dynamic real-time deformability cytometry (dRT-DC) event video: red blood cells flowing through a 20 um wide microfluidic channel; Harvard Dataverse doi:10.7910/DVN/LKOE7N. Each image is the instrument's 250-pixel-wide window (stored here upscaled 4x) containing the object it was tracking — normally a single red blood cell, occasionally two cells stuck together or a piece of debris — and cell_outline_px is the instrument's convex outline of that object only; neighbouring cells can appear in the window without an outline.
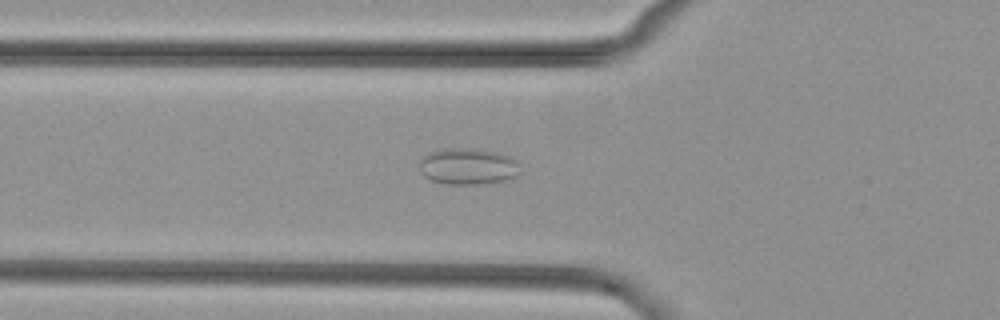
{"species": "common noctule bat (a hibernating species)", "species_latin": "Nyctalus noctula", "temperature_condition": "cold", "stored_images_in_passage": 41, "camera_frame_rate_fps": 3000, "um_per_image_px": 0.085, "animal": {"sex": "female", "body_mass_g": 29.2, "forearm_length_mm": 56.3}, "frame": {"image": 1, "passage_image": 13, "time_ms": 4.0, "image_size_px": [1000, 320], "cell_outline_px": [[520, 172], [516, 176], [504, 180], [480, 184], [444, 184], [432, 180], [424, 176], [420, 172], [420, 160], [428, 152], [448, 148], [472, 148], [500, 152], [516, 160], [520, 164]], "centroid_in_image_um": [39.78, 14.13], "position_along_channel_um": 86.0, "area_um2": 21.56}}
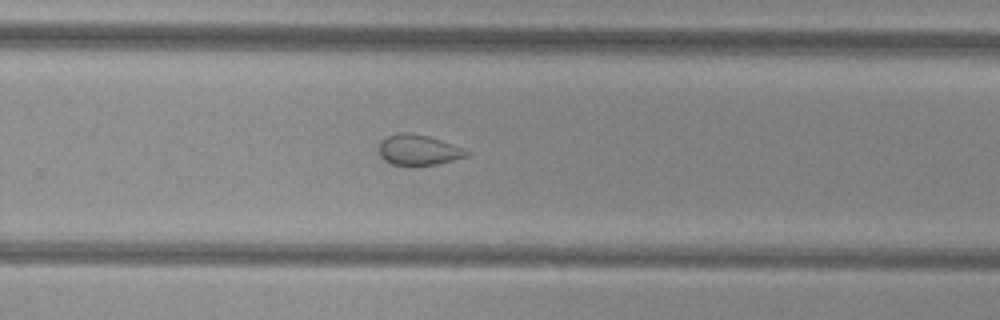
{"frame": {"image": 2, "passage_image": 29, "time_ms": 9.333, "image_size_px": [1000, 320], "cell_outline_px": [[472, 152], [468, 156], [436, 164], [412, 168], [392, 164], [384, 160], [380, 156], [376, 148], [380, 140], [388, 136], [400, 132], [412, 132], [428, 136], [464, 148]], "centroid_in_image_um": [35.52, 12.77], "position_along_channel_um": 294.3, "area_um2": 16.24}}
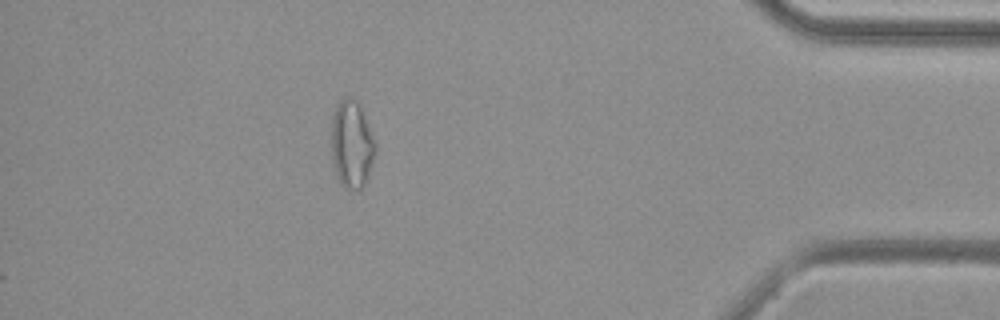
{"frame": {"image": 3, "passage_image": 41, "time_ms": 13.333, "image_size_px": [1000, 320], "cell_outline_px": [[376, 152], [368, 176], [364, 184], [360, 188], [344, 188], [340, 184], [332, 160], [332, 116], [340, 100], [344, 96], [352, 96], [356, 100], [376, 140]], "centroid_in_image_um": [29.91, 12.25], "position_along_channel_um": 405.3, "area_um2": 22.31}}